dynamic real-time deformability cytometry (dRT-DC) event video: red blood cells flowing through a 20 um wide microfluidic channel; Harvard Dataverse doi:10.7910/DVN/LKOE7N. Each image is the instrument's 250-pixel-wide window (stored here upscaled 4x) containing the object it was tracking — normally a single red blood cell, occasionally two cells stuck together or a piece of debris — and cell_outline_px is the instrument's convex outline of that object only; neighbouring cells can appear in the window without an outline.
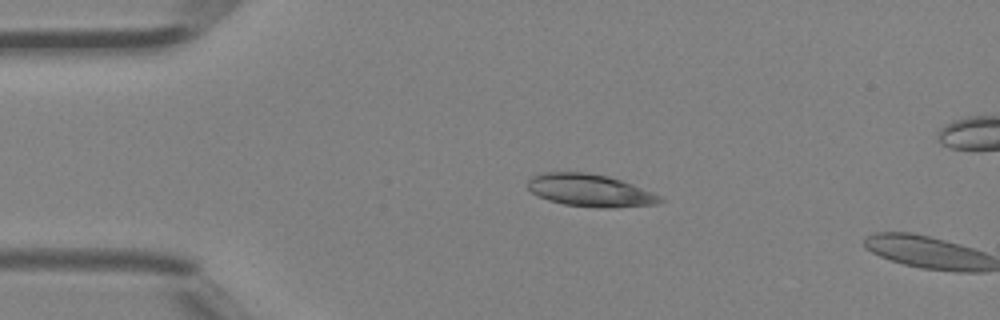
{"species": "Egyptian fruit bat (a non-hibernating species)", "species_latin": "Rousettus aegyptiacus", "temperature_condition": "room temperature", "stored_images_in_passage": 3, "camera_frame_rate_fps": 3000, "um_per_image_px": 0.085, "animal": {"sex": "female"}, "frame": {"image": 1, "passage_image": 2, "time_ms": 0.333, "image_size_px": [1000, 320], "cell_outline_px": [[664, 200], [656, 204], [616, 208], [600, 208], [564, 204], [548, 200], [532, 192], [528, 188], [528, 180], [532, 176], [544, 172], [588, 172], [608, 176], [632, 184], [652, 192], [660, 196]], "centroid_in_image_um": [50.16, 16.18], "position_along_channel_um": 34.8, "area_um2": 24.97}}